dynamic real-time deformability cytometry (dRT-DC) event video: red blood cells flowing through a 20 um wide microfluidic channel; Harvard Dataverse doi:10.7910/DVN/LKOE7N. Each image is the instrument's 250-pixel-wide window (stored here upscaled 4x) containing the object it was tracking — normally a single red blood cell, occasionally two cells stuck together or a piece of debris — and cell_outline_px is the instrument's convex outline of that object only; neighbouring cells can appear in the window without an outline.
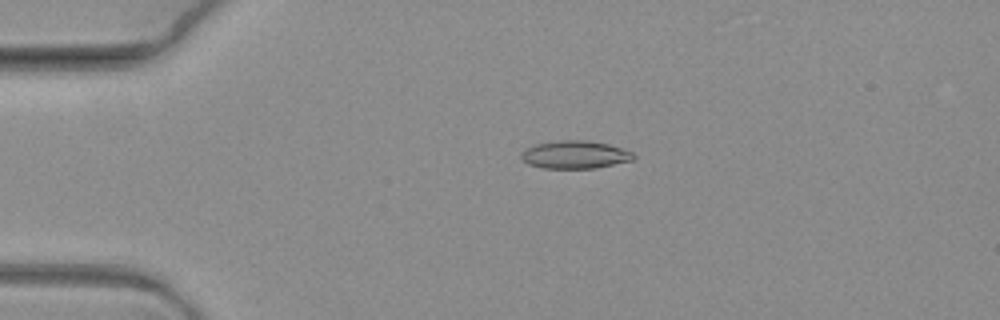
{"species": "common noctule bat (a hibernating species)", "species_latin": "Nyctalus noctula", "temperature_condition": "warm", "stored_images_in_passage": 8, "camera_frame_rate_fps": 3000, "um_per_image_px": 0.085, "animal": {"sex": "female", "body_mass_g": 19.3, "forearm_length_mm": 54.1}, "frame": {"image": 1, "passage_image": 4, "time_ms": 1.0, "image_size_px": [1000, 320], "cell_outline_px": [[636, 156], [632, 160], [596, 168], [544, 168], [528, 164], [520, 156], [520, 152], [536, 144], [560, 140], [588, 140], [608, 144], [632, 152]], "centroid_in_image_um": [48.87, 13.14], "position_along_channel_um": 36.1, "area_um2": 18.09}}
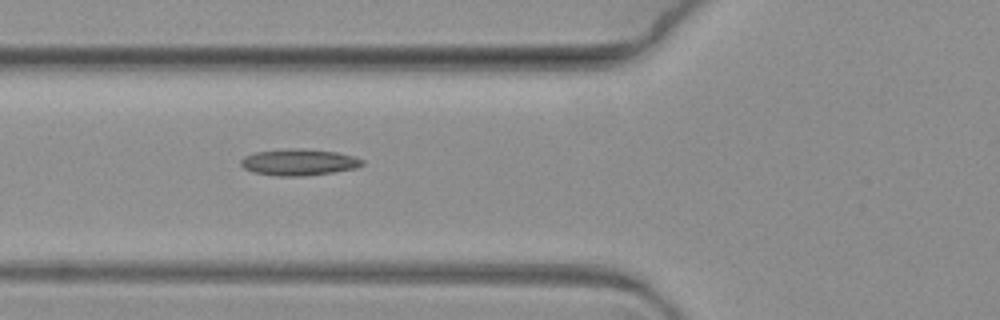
{"frame": {"image": 2, "passage_image": 7, "time_ms": 2.0, "image_size_px": [1000, 320], "cell_outline_px": [[364, 164], [356, 168], [332, 172], [304, 176], [276, 176], [252, 172], [244, 168], [240, 164], [240, 160], [244, 156], [252, 152], [288, 148], [300, 148], [336, 152], [352, 156], [364, 160]], "centroid_in_image_um": [25.35, 13.78], "position_along_channel_um": 100.4, "area_um2": 18.84}}
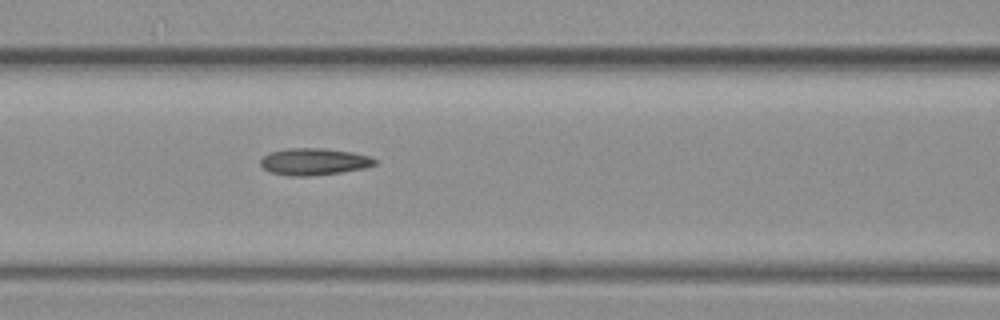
{"frame": {"image": 3, "passage_image": 8, "time_ms": 2.333, "image_size_px": [1000, 320], "cell_outline_px": [[376, 164], [364, 168], [340, 172], [308, 176], [288, 176], [272, 172], [264, 168], [260, 164], [260, 160], [264, 156], [272, 152], [288, 148], [320, 148], [352, 152], [372, 156], [376, 160]], "centroid_in_image_um": [26.71, 13.74], "position_along_channel_um": 139.9, "area_um2": 17.74}}